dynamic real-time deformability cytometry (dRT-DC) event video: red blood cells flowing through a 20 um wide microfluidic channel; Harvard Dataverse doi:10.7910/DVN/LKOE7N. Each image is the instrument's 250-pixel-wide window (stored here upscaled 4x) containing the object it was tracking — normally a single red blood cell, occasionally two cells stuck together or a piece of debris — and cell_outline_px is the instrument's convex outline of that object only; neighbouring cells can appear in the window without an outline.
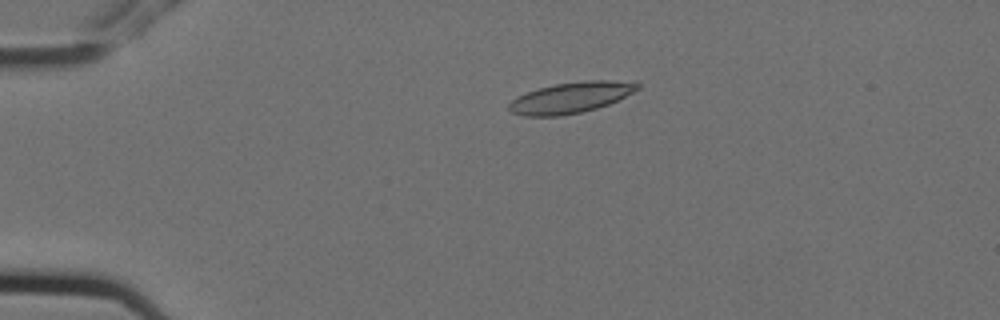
{"species": "Egyptian fruit bat (a non-hibernating species)", "species_latin": "Rousettus aegyptiacus", "temperature_condition": "cold", "stored_images_in_passage": 4, "camera_frame_rate_fps": 3000, "um_per_image_px": 0.085, "animal": {"sex": "female"}, "frame": {"image": 1, "passage_image": 1, "time_ms": 0.0, "image_size_px": [1000, 320], "cell_outline_px": [[640, 88], [608, 104], [596, 108], [580, 112], [560, 116], [524, 116], [512, 112], [508, 108], [508, 104], [516, 96], [540, 88], [556, 84], [584, 80], [608, 80], [640, 84]], "centroid_in_image_um": [48.46, 8.3], "position_along_channel_um": 36.5, "area_um2": 22.72}}
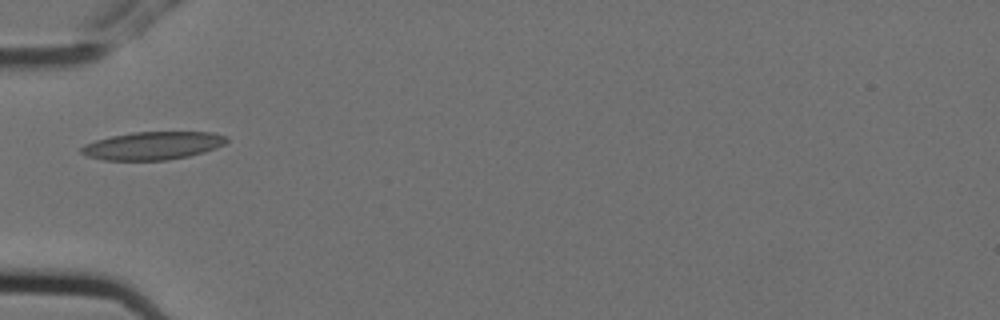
{"frame": {"image": 2, "passage_image": 3, "time_ms": 0.667, "image_size_px": [1000, 320], "cell_outline_px": [[228, 140], [224, 144], [216, 148], [204, 152], [188, 156], [168, 160], [104, 160], [88, 156], [80, 152], [80, 148], [84, 144], [96, 140], [112, 136], [132, 132], [212, 132], [228, 136]], "centroid_in_image_um": [13.0, 12.38], "position_along_channel_um": 72.0, "area_um2": 23.7}}